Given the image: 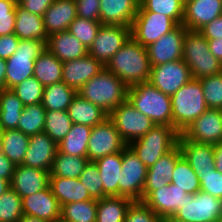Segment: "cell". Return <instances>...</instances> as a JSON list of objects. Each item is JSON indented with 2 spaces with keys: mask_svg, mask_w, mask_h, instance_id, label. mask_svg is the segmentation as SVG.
Masks as SVG:
<instances>
[{
  "mask_svg": "<svg viewBox=\"0 0 222 222\" xmlns=\"http://www.w3.org/2000/svg\"><path fill=\"white\" fill-rule=\"evenodd\" d=\"M77 16L100 22L101 0H75Z\"/></svg>",
  "mask_w": 222,
  "mask_h": 222,
  "instance_id": "f5cc1de1",
  "label": "cell"
},
{
  "mask_svg": "<svg viewBox=\"0 0 222 222\" xmlns=\"http://www.w3.org/2000/svg\"><path fill=\"white\" fill-rule=\"evenodd\" d=\"M6 60L0 58V89H5Z\"/></svg>",
  "mask_w": 222,
  "mask_h": 222,
  "instance_id": "94428289",
  "label": "cell"
},
{
  "mask_svg": "<svg viewBox=\"0 0 222 222\" xmlns=\"http://www.w3.org/2000/svg\"><path fill=\"white\" fill-rule=\"evenodd\" d=\"M180 133L171 126L155 125L143 137L128 146L147 167L153 166L162 155L171 151L177 144Z\"/></svg>",
  "mask_w": 222,
  "mask_h": 222,
  "instance_id": "8992f818",
  "label": "cell"
},
{
  "mask_svg": "<svg viewBox=\"0 0 222 222\" xmlns=\"http://www.w3.org/2000/svg\"><path fill=\"white\" fill-rule=\"evenodd\" d=\"M211 54L222 63V38L208 40Z\"/></svg>",
  "mask_w": 222,
  "mask_h": 222,
  "instance_id": "680465c9",
  "label": "cell"
},
{
  "mask_svg": "<svg viewBox=\"0 0 222 222\" xmlns=\"http://www.w3.org/2000/svg\"><path fill=\"white\" fill-rule=\"evenodd\" d=\"M191 71L183 59L152 66L149 82L168 96H172L192 79Z\"/></svg>",
  "mask_w": 222,
  "mask_h": 222,
  "instance_id": "5bb4252c",
  "label": "cell"
},
{
  "mask_svg": "<svg viewBox=\"0 0 222 222\" xmlns=\"http://www.w3.org/2000/svg\"><path fill=\"white\" fill-rule=\"evenodd\" d=\"M199 32L207 40L222 38V15L203 26Z\"/></svg>",
  "mask_w": 222,
  "mask_h": 222,
  "instance_id": "9f6ffc18",
  "label": "cell"
},
{
  "mask_svg": "<svg viewBox=\"0 0 222 222\" xmlns=\"http://www.w3.org/2000/svg\"><path fill=\"white\" fill-rule=\"evenodd\" d=\"M20 39L13 33L0 36V58L7 60L18 49Z\"/></svg>",
  "mask_w": 222,
  "mask_h": 222,
  "instance_id": "db71d44e",
  "label": "cell"
},
{
  "mask_svg": "<svg viewBox=\"0 0 222 222\" xmlns=\"http://www.w3.org/2000/svg\"><path fill=\"white\" fill-rule=\"evenodd\" d=\"M46 109L41 103L26 105L19 119L17 130L33 136L44 131Z\"/></svg>",
  "mask_w": 222,
  "mask_h": 222,
  "instance_id": "f35d334b",
  "label": "cell"
},
{
  "mask_svg": "<svg viewBox=\"0 0 222 222\" xmlns=\"http://www.w3.org/2000/svg\"><path fill=\"white\" fill-rule=\"evenodd\" d=\"M128 86L106 67L89 81L77 94L109 114L127 100Z\"/></svg>",
  "mask_w": 222,
  "mask_h": 222,
  "instance_id": "7a4b0ae2",
  "label": "cell"
},
{
  "mask_svg": "<svg viewBox=\"0 0 222 222\" xmlns=\"http://www.w3.org/2000/svg\"><path fill=\"white\" fill-rule=\"evenodd\" d=\"M133 202L123 196L97 199L96 222H124L127 210Z\"/></svg>",
  "mask_w": 222,
  "mask_h": 222,
  "instance_id": "1f68e13d",
  "label": "cell"
},
{
  "mask_svg": "<svg viewBox=\"0 0 222 222\" xmlns=\"http://www.w3.org/2000/svg\"><path fill=\"white\" fill-rule=\"evenodd\" d=\"M140 0H101V24L131 27L138 11Z\"/></svg>",
  "mask_w": 222,
  "mask_h": 222,
  "instance_id": "cb8c5ba5",
  "label": "cell"
},
{
  "mask_svg": "<svg viewBox=\"0 0 222 222\" xmlns=\"http://www.w3.org/2000/svg\"><path fill=\"white\" fill-rule=\"evenodd\" d=\"M58 145L45 133L30 136L22 165L51 171Z\"/></svg>",
  "mask_w": 222,
  "mask_h": 222,
  "instance_id": "d6986e66",
  "label": "cell"
},
{
  "mask_svg": "<svg viewBox=\"0 0 222 222\" xmlns=\"http://www.w3.org/2000/svg\"><path fill=\"white\" fill-rule=\"evenodd\" d=\"M45 49L46 43L41 40L20 39L18 49L6 60L5 89H12L32 77L35 60Z\"/></svg>",
  "mask_w": 222,
  "mask_h": 222,
  "instance_id": "52a82bcc",
  "label": "cell"
},
{
  "mask_svg": "<svg viewBox=\"0 0 222 222\" xmlns=\"http://www.w3.org/2000/svg\"><path fill=\"white\" fill-rule=\"evenodd\" d=\"M18 222H47L45 220H41L40 218L34 216L23 215Z\"/></svg>",
  "mask_w": 222,
  "mask_h": 222,
  "instance_id": "be15d7a7",
  "label": "cell"
},
{
  "mask_svg": "<svg viewBox=\"0 0 222 222\" xmlns=\"http://www.w3.org/2000/svg\"><path fill=\"white\" fill-rule=\"evenodd\" d=\"M105 67L128 87L148 82L152 68L147 49L132 36H130Z\"/></svg>",
  "mask_w": 222,
  "mask_h": 222,
  "instance_id": "6da1fadb",
  "label": "cell"
},
{
  "mask_svg": "<svg viewBox=\"0 0 222 222\" xmlns=\"http://www.w3.org/2000/svg\"><path fill=\"white\" fill-rule=\"evenodd\" d=\"M182 59L195 79L222 72V63L211 54L208 40L199 31L186 30Z\"/></svg>",
  "mask_w": 222,
  "mask_h": 222,
  "instance_id": "5b68a950",
  "label": "cell"
},
{
  "mask_svg": "<svg viewBox=\"0 0 222 222\" xmlns=\"http://www.w3.org/2000/svg\"><path fill=\"white\" fill-rule=\"evenodd\" d=\"M97 199L65 204L61 209V219L65 222H96Z\"/></svg>",
  "mask_w": 222,
  "mask_h": 222,
  "instance_id": "ab89813d",
  "label": "cell"
},
{
  "mask_svg": "<svg viewBox=\"0 0 222 222\" xmlns=\"http://www.w3.org/2000/svg\"><path fill=\"white\" fill-rule=\"evenodd\" d=\"M177 26L178 24L167 15L137 12L131 25V36L146 48Z\"/></svg>",
  "mask_w": 222,
  "mask_h": 222,
  "instance_id": "8fae6325",
  "label": "cell"
},
{
  "mask_svg": "<svg viewBox=\"0 0 222 222\" xmlns=\"http://www.w3.org/2000/svg\"><path fill=\"white\" fill-rule=\"evenodd\" d=\"M23 215L22 198L10 188L0 196V222H18Z\"/></svg>",
  "mask_w": 222,
  "mask_h": 222,
  "instance_id": "ee69618b",
  "label": "cell"
},
{
  "mask_svg": "<svg viewBox=\"0 0 222 222\" xmlns=\"http://www.w3.org/2000/svg\"><path fill=\"white\" fill-rule=\"evenodd\" d=\"M63 63L47 48L35 60L33 76L43 85L62 81Z\"/></svg>",
  "mask_w": 222,
  "mask_h": 222,
  "instance_id": "d6a6232c",
  "label": "cell"
},
{
  "mask_svg": "<svg viewBox=\"0 0 222 222\" xmlns=\"http://www.w3.org/2000/svg\"><path fill=\"white\" fill-rule=\"evenodd\" d=\"M92 127L73 123L70 132L58 144V152L87 158V147Z\"/></svg>",
  "mask_w": 222,
  "mask_h": 222,
  "instance_id": "836d02e7",
  "label": "cell"
},
{
  "mask_svg": "<svg viewBox=\"0 0 222 222\" xmlns=\"http://www.w3.org/2000/svg\"><path fill=\"white\" fill-rule=\"evenodd\" d=\"M50 172L26 165H16L11 188L22 198L40 192L49 186Z\"/></svg>",
  "mask_w": 222,
  "mask_h": 222,
  "instance_id": "603a6c76",
  "label": "cell"
},
{
  "mask_svg": "<svg viewBox=\"0 0 222 222\" xmlns=\"http://www.w3.org/2000/svg\"><path fill=\"white\" fill-rule=\"evenodd\" d=\"M3 132H4V129H3V127L0 125V145H1V142H2Z\"/></svg>",
  "mask_w": 222,
  "mask_h": 222,
  "instance_id": "03108f58",
  "label": "cell"
},
{
  "mask_svg": "<svg viewBox=\"0 0 222 222\" xmlns=\"http://www.w3.org/2000/svg\"><path fill=\"white\" fill-rule=\"evenodd\" d=\"M77 92L63 81L44 86L41 104L46 111H67Z\"/></svg>",
  "mask_w": 222,
  "mask_h": 222,
  "instance_id": "d590c367",
  "label": "cell"
},
{
  "mask_svg": "<svg viewBox=\"0 0 222 222\" xmlns=\"http://www.w3.org/2000/svg\"><path fill=\"white\" fill-rule=\"evenodd\" d=\"M24 105L11 89H0V125L4 131L17 129Z\"/></svg>",
  "mask_w": 222,
  "mask_h": 222,
  "instance_id": "e575fe53",
  "label": "cell"
},
{
  "mask_svg": "<svg viewBox=\"0 0 222 222\" xmlns=\"http://www.w3.org/2000/svg\"><path fill=\"white\" fill-rule=\"evenodd\" d=\"M15 6L10 0H0V36L14 33Z\"/></svg>",
  "mask_w": 222,
  "mask_h": 222,
  "instance_id": "816d5d0a",
  "label": "cell"
},
{
  "mask_svg": "<svg viewBox=\"0 0 222 222\" xmlns=\"http://www.w3.org/2000/svg\"><path fill=\"white\" fill-rule=\"evenodd\" d=\"M56 222H65V221H63L62 219H58Z\"/></svg>",
  "mask_w": 222,
  "mask_h": 222,
  "instance_id": "a7ac6f4b",
  "label": "cell"
},
{
  "mask_svg": "<svg viewBox=\"0 0 222 222\" xmlns=\"http://www.w3.org/2000/svg\"><path fill=\"white\" fill-rule=\"evenodd\" d=\"M137 12L167 15L180 25L184 17V2L182 0H140Z\"/></svg>",
  "mask_w": 222,
  "mask_h": 222,
  "instance_id": "60d3db41",
  "label": "cell"
},
{
  "mask_svg": "<svg viewBox=\"0 0 222 222\" xmlns=\"http://www.w3.org/2000/svg\"><path fill=\"white\" fill-rule=\"evenodd\" d=\"M46 48L62 63L88 54V49L68 30L49 35Z\"/></svg>",
  "mask_w": 222,
  "mask_h": 222,
  "instance_id": "4316f807",
  "label": "cell"
},
{
  "mask_svg": "<svg viewBox=\"0 0 222 222\" xmlns=\"http://www.w3.org/2000/svg\"><path fill=\"white\" fill-rule=\"evenodd\" d=\"M172 127L180 134L207 109L202 85L192 78L171 96Z\"/></svg>",
  "mask_w": 222,
  "mask_h": 222,
  "instance_id": "277c9868",
  "label": "cell"
},
{
  "mask_svg": "<svg viewBox=\"0 0 222 222\" xmlns=\"http://www.w3.org/2000/svg\"><path fill=\"white\" fill-rule=\"evenodd\" d=\"M54 0H21L18 4L30 13L43 16Z\"/></svg>",
  "mask_w": 222,
  "mask_h": 222,
  "instance_id": "11a10c76",
  "label": "cell"
},
{
  "mask_svg": "<svg viewBox=\"0 0 222 222\" xmlns=\"http://www.w3.org/2000/svg\"><path fill=\"white\" fill-rule=\"evenodd\" d=\"M61 209L50 186L40 192L22 197L23 214L27 216H34L47 222H56L61 219Z\"/></svg>",
  "mask_w": 222,
  "mask_h": 222,
  "instance_id": "ac0fdd59",
  "label": "cell"
},
{
  "mask_svg": "<svg viewBox=\"0 0 222 222\" xmlns=\"http://www.w3.org/2000/svg\"><path fill=\"white\" fill-rule=\"evenodd\" d=\"M104 65L94 57L86 56L63 62L62 81L76 92L91 78L99 74Z\"/></svg>",
  "mask_w": 222,
  "mask_h": 222,
  "instance_id": "ffe728a7",
  "label": "cell"
},
{
  "mask_svg": "<svg viewBox=\"0 0 222 222\" xmlns=\"http://www.w3.org/2000/svg\"><path fill=\"white\" fill-rule=\"evenodd\" d=\"M108 118L115 124L127 145L143 137L155 126L148 116L135 109L128 100L113 109Z\"/></svg>",
  "mask_w": 222,
  "mask_h": 222,
  "instance_id": "ba28073f",
  "label": "cell"
},
{
  "mask_svg": "<svg viewBox=\"0 0 222 222\" xmlns=\"http://www.w3.org/2000/svg\"><path fill=\"white\" fill-rule=\"evenodd\" d=\"M160 217L143 202L134 201L128 208L124 222H159Z\"/></svg>",
  "mask_w": 222,
  "mask_h": 222,
  "instance_id": "f907efd6",
  "label": "cell"
},
{
  "mask_svg": "<svg viewBox=\"0 0 222 222\" xmlns=\"http://www.w3.org/2000/svg\"><path fill=\"white\" fill-rule=\"evenodd\" d=\"M78 179L87 189L92 198H103V182L99 175V168L95 162L89 161Z\"/></svg>",
  "mask_w": 222,
  "mask_h": 222,
  "instance_id": "c3c4849f",
  "label": "cell"
},
{
  "mask_svg": "<svg viewBox=\"0 0 222 222\" xmlns=\"http://www.w3.org/2000/svg\"><path fill=\"white\" fill-rule=\"evenodd\" d=\"M88 162V158L71 156L57 151L50 176L79 178Z\"/></svg>",
  "mask_w": 222,
  "mask_h": 222,
  "instance_id": "74e56055",
  "label": "cell"
},
{
  "mask_svg": "<svg viewBox=\"0 0 222 222\" xmlns=\"http://www.w3.org/2000/svg\"><path fill=\"white\" fill-rule=\"evenodd\" d=\"M208 108L222 110V72L199 79Z\"/></svg>",
  "mask_w": 222,
  "mask_h": 222,
  "instance_id": "7dc6e473",
  "label": "cell"
},
{
  "mask_svg": "<svg viewBox=\"0 0 222 222\" xmlns=\"http://www.w3.org/2000/svg\"><path fill=\"white\" fill-rule=\"evenodd\" d=\"M187 192L169 183L152 191L142 202L160 218L174 215L187 201Z\"/></svg>",
  "mask_w": 222,
  "mask_h": 222,
  "instance_id": "e0dca14e",
  "label": "cell"
},
{
  "mask_svg": "<svg viewBox=\"0 0 222 222\" xmlns=\"http://www.w3.org/2000/svg\"><path fill=\"white\" fill-rule=\"evenodd\" d=\"M73 123L94 127L102 123L108 114L100 107L76 94L67 109Z\"/></svg>",
  "mask_w": 222,
  "mask_h": 222,
  "instance_id": "4dcf8cb0",
  "label": "cell"
},
{
  "mask_svg": "<svg viewBox=\"0 0 222 222\" xmlns=\"http://www.w3.org/2000/svg\"><path fill=\"white\" fill-rule=\"evenodd\" d=\"M127 144L121 138L115 124L106 118L102 123L92 127L87 147V158L90 162L121 152Z\"/></svg>",
  "mask_w": 222,
  "mask_h": 222,
  "instance_id": "4fadbf2b",
  "label": "cell"
},
{
  "mask_svg": "<svg viewBox=\"0 0 222 222\" xmlns=\"http://www.w3.org/2000/svg\"><path fill=\"white\" fill-rule=\"evenodd\" d=\"M15 165L0 150V178L11 182Z\"/></svg>",
  "mask_w": 222,
  "mask_h": 222,
  "instance_id": "6f0895ef",
  "label": "cell"
},
{
  "mask_svg": "<svg viewBox=\"0 0 222 222\" xmlns=\"http://www.w3.org/2000/svg\"><path fill=\"white\" fill-rule=\"evenodd\" d=\"M14 34L22 40H41L47 43L48 35L44 28L43 17L30 13L19 5L15 6Z\"/></svg>",
  "mask_w": 222,
  "mask_h": 222,
  "instance_id": "f1b7e54d",
  "label": "cell"
},
{
  "mask_svg": "<svg viewBox=\"0 0 222 222\" xmlns=\"http://www.w3.org/2000/svg\"><path fill=\"white\" fill-rule=\"evenodd\" d=\"M178 146L183 157L188 161L196 174L214 168V148L212 144L197 143L187 140L182 134L178 138Z\"/></svg>",
  "mask_w": 222,
  "mask_h": 222,
  "instance_id": "d4e9b609",
  "label": "cell"
},
{
  "mask_svg": "<svg viewBox=\"0 0 222 222\" xmlns=\"http://www.w3.org/2000/svg\"><path fill=\"white\" fill-rule=\"evenodd\" d=\"M200 180V190L222 200V173L213 168L197 174Z\"/></svg>",
  "mask_w": 222,
  "mask_h": 222,
  "instance_id": "681fc988",
  "label": "cell"
},
{
  "mask_svg": "<svg viewBox=\"0 0 222 222\" xmlns=\"http://www.w3.org/2000/svg\"><path fill=\"white\" fill-rule=\"evenodd\" d=\"M148 168L127 145L122 150V169L119 181V196L140 201Z\"/></svg>",
  "mask_w": 222,
  "mask_h": 222,
  "instance_id": "9c48e42d",
  "label": "cell"
},
{
  "mask_svg": "<svg viewBox=\"0 0 222 222\" xmlns=\"http://www.w3.org/2000/svg\"><path fill=\"white\" fill-rule=\"evenodd\" d=\"M29 140L30 137L20 130H6L3 132L0 150L15 166L22 165Z\"/></svg>",
  "mask_w": 222,
  "mask_h": 222,
  "instance_id": "8d00e7d4",
  "label": "cell"
},
{
  "mask_svg": "<svg viewBox=\"0 0 222 222\" xmlns=\"http://www.w3.org/2000/svg\"><path fill=\"white\" fill-rule=\"evenodd\" d=\"M127 100L155 125L172 127L171 96L161 92L149 81L128 87Z\"/></svg>",
  "mask_w": 222,
  "mask_h": 222,
  "instance_id": "3957f363",
  "label": "cell"
},
{
  "mask_svg": "<svg viewBox=\"0 0 222 222\" xmlns=\"http://www.w3.org/2000/svg\"><path fill=\"white\" fill-rule=\"evenodd\" d=\"M170 183L189 194L200 191V180L183 155L177 160Z\"/></svg>",
  "mask_w": 222,
  "mask_h": 222,
  "instance_id": "7bdbcfd3",
  "label": "cell"
},
{
  "mask_svg": "<svg viewBox=\"0 0 222 222\" xmlns=\"http://www.w3.org/2000/svg\"><path fill=\"white\" fill-rule=\"evenodd\" d=\"M67 111H46L44 131L57 145L66 137L72 128Z\"/></svg>",
  "mask_w": 222,
  "mask_h": 222,
  "instance_id": "b9f144b4",
  "label": "cell"
},
{
  "mask_svg": "<svg viewBox=\"0 0 222 222\" xmlns=\"http://www.w3.org/2000/svg\"><path fill=\"white\" fill-rule=\"evenodd\" d=\"M187 28L180 24L171 32L166 33L153 44L146 47L151 66L181 60L183 41Z\"/></svg>",
  "mask_w": 222,
  "mask_h": 222,
  "instance_id": "2e32d148",
  "label": "cell"
},
{
  "mask_svg": "<svg viewBox=\"0 0 222 222\" xmlns=\"http://www.w3.org/2000/svg\"><path fill=\"white\" fill-rule=\"evenodd\" d=\"M11 188L10 181L0 178V196Z\"/></svg>",
  "mask_w": 222,
  "mask_h": 222,
  "instance_id": "6125c7cd",
  "label": "cell"
},
{
  "mask_svg": "<svg viewBox=\"0 0 222 222\" xmlns=\"http://www.w3.org/2000/svg\"><path fill=\"white\" fill-rule=\"evenodd\" d=\"M43 17L47 35L66 31L77 17L75 0H54Z\"/></svg>",
  "mask_w": 222,
  "mask_h": 222,
  "instance_id": "484cf974",
  "label": "cell"
},
{
  "mask_svg": "<svg viewBox=\"0 0 222 222\" xmlns=\"http://www.w3.org/2000/svg\"><path fill=\"white\" fill-rule=\"evenodd\" d=\"M49 186L61 207L65 204L93 199L78 178L49 176Z\"/></svg>",
  "mask_w": 222,
  "mask_h": 222,
  "instance_id": "83f0119b",
  "label": "cell"
},
{
  "mask_svg": "<svg viewBox=\"0 0 222 222\" xmlns=\"http://www.w3.org/2000/svg\"><path fill=\"white\" fill-rule=\"evenodd\" d=\"M182 156L178 144L148 168L141 202L152 192L170 183L177 160Z\"/></svg>",
  "mask_w": 222,
  "mask_h": 222,
  "instance_id": "44dd1931",
  "label": "cell"
},
{
  "mask_svg": "<svg viewBox=\"0 0 222 222\" xmlns=\"http://www.w3.org/2000/svg\"><path fill=\"white\" fill-rule=\"evenodd\" d=\"M214 148V168L222 173V142L213 145Z\"/></svg>",
  "mask_w": 222,
  "mask_h": 222,
  "instance_id": "91938a15",
  "label": "cell"
},
{
  "mask_svg": "<svg viewBox=\"0 0 222 222\" xmlns=\"http://www.w3.org/2000/svg\"><path fill=\"white\" fill-rule=\"evenodd\" d=\"M10 1H12V2L15 3L16 5H18L21 0H10Z\"/></svg>",
  "mask_w": 222,
  "mask_h": 222,
  "instance_id": "003e7915",
  "label": "cell"
},
{
  "mask_svg": "<svg viewBox=\"0 0 222 222\" xmlns=\"http://www.w3.org/2000/svg\"><path fill=\"white\" fill-rule=\"evenodd\" d=\"M101 25V22L77 16L70 24L68 31L89 49Z\"/></svg>",
  "mask_w": 222,
  "mask_h": 222,
  "instance_id": "f6af8a7d",
  "label": "cell"
},
{
  "mask_svg": "<svg viewBox=\"0 0 222 222\" xmlns=\"http://www.w3.org/2000/svg\"><path fill=\"white\" fill-rule=\"evenodd\" d=\"M181 134L197 143L215 145L222 142V110L208 108Z\"/></svg>",
  "mask_w": 222,
  "mask_h": 222,
  "instance_id": "9a60e30c",
  "label": "cell"
},
{
  "mask_svg": "<svg viewBox=\"0 0 222 222\" xmlns=\"http://www.w3.org/2000/svg\"><path fill=\"white\" fill-rule=\"evenodd\" d=\"M103 182V198L119 196V181L122 169V151L109 154L95 161Z\"/></svg>",
  "mask_w": 222,
  "mask_h": 222,
  "instance_id": "f546056e",
  "label": "cell"
},
{
  "mask_svg": "<svg viewBox=\"0 0 222 222\" xmlns=\"http://www.w3.org/2000/svg\"><path fill=\"white\" fill-rule=\"evenodd\" d=\"M174 216L185 222H218L222 217V200L201 190L188 193L183 208Z\"/></svg>",
  "mask_w": 222,
  "mask_h": 222,
  "instance_id": "30bf717a",
  "label": "cell"
},
{
  "mask_svg": "<svg viewBox=\"0 0 222 222\" xmlns=\"http://www.w3.org/2000/svg\"><path fill=\"white\" fill-rule=\"evenodd\" d=\"M222 15V0H188L184 3L182 24L188 30L199 31Z\"/></svg>",
  "mask_w": 222,
  "mask_h": 222,
  "instance_id": "7402d4cb",
  "label": "cell"
},
{
  "mask_svg": "<svg viewBox=\"0 0 222 222\" xmlns=\"http://www.w3.org/2000/svg\"><path fill=\"white\" fill-rule=\"evenodd\" d=\"M130 36L131 27L102 24L88 49V54L106 66Z\"/></svg>",
  "mask_w": 222,
  "mask_h": 222,
  "instance_id": "7c38bea8",
  "label": "cell"
},
{
  "mask_svg": "<svg viewBox=\"0 0 222 222\" xmlns=\"http://www.w3.org/2000/svg\"><path fill=\"white\" fill-rule=\"evenodd\" d=\"M22 101L23 105L38 104L42 101L44 86L34 77L25 79L11 89Z\"/></svg>",
  "mask_w": 222,
  "mask_h": 222,
  "instance_id": "bcb514c9",
  "label": "cell"
},
{
  "mask_svg": "<svg viewBox=\"0 0 222 222\" xmlns=\"http://www.w3.org/2000/svg\"><path fill=\"white\" fill-rule=\"evenodd\" d=\"M159 222H185V221L175 217L174 215H170V216L161 217Z\"/></svg>",
  "mask_w": 222,
  "mask_h": 222,
  "instance_id": "e7e4bbea",
  "label": "cell"
}]
</instances>
